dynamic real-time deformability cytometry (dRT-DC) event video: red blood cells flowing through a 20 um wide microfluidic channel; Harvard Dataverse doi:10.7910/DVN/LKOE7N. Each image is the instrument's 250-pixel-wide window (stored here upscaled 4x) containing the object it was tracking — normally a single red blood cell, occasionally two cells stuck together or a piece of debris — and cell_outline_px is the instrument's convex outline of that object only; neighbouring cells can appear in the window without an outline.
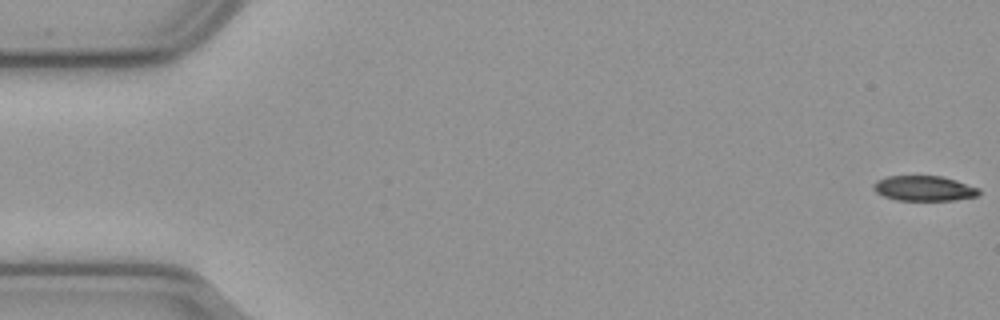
{"species": "common noctule bat (a hibernating species)", "species_latin": "Nyctalus noctula", "temperature_condition": "cold", "stored_images_in_passage": 57, "camera_frame_rate_fps": 3000, "um_per_image_px": 0.085, "animal": {"sex": "male", "body_mass_g": 23.1, "forearm_length_mm": 52.7}, "frame": {"image": 1, "passage_image": 1, "time_ms": 0.0, "image_size_px": [1000, 320], "cell_outline_px": [[980, 192], [976, 196], [952, 200], [896, 200], [884, 196], [876, 192], [872, 188], [872, 184], [876, 180], [888, 176], [940, 176], [956, 180], [980, 188]], "centroid_in_image_um": [78.51, 16.0], "position_along_channel_um": 6.5, "area_um2": 15.43}}
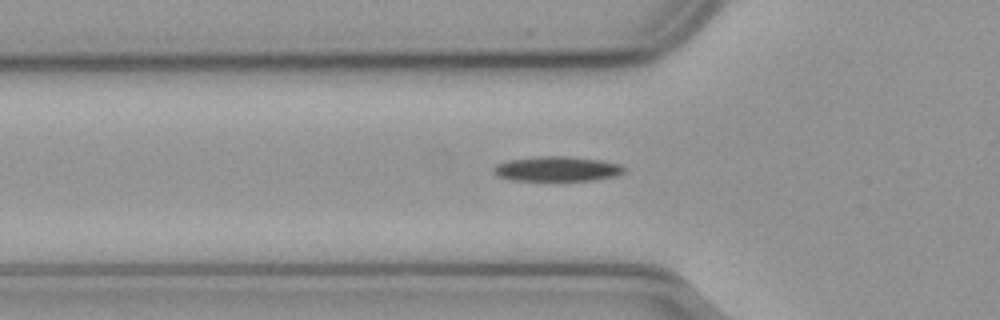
{"frame": {"image": 2, "passage_image": 19, "time_ms": 6.0, "image_size_px": [1000, 320], "cell_outline_px": [[624, 172], [616, 176], [592, 180], [512, 180], [496, 176], [492, 172], [492, 168], [496, 164], [508, 160], [540, 156], [564, 156], [600, 160], [620, 164], [624, 168]], "centroid_in_image_um": [47.3, 14.35], "position_along_channel_um": 78.5, "area_um2": 18.84}}
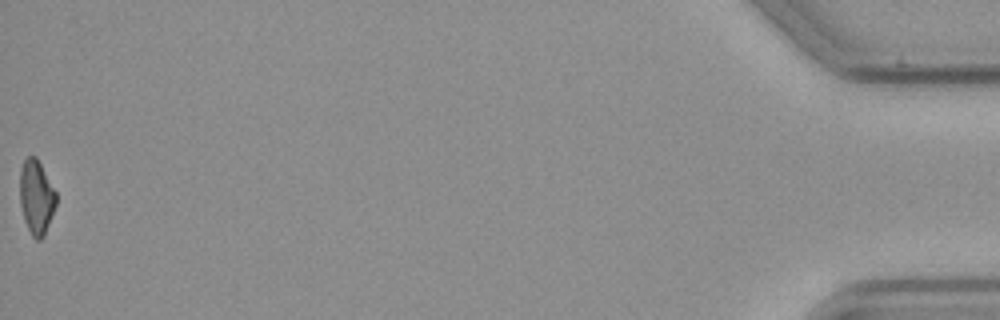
{"frame": {"image": 3, "passage_image": 57, "time_ms": 18.667, "image_size_px": [1000, 320], "cell_outline_px": [[56, 204], [44, 236], [40, 240], [36, 240], [32, 236], [24, 220], [20, 204], [20, 168], [24, 160], [28, 156], [36, 156], [56, 192]], "centroid_in_image_um": [3.08, 16.75], "position_along_channel_um": 432.1, "area_um2": 15.61}, "authors_computed_cell_mechanics": {"area_um2": 17.1666, "velocity_mm_per_s": 3.6476, "shape_relaxation_time_tau1_ms": 5.1208, "shape_relaxation_time_tau2_ms": null, "deformation_change_tau1": 0.1357, "deformation_change_tau2": null}}